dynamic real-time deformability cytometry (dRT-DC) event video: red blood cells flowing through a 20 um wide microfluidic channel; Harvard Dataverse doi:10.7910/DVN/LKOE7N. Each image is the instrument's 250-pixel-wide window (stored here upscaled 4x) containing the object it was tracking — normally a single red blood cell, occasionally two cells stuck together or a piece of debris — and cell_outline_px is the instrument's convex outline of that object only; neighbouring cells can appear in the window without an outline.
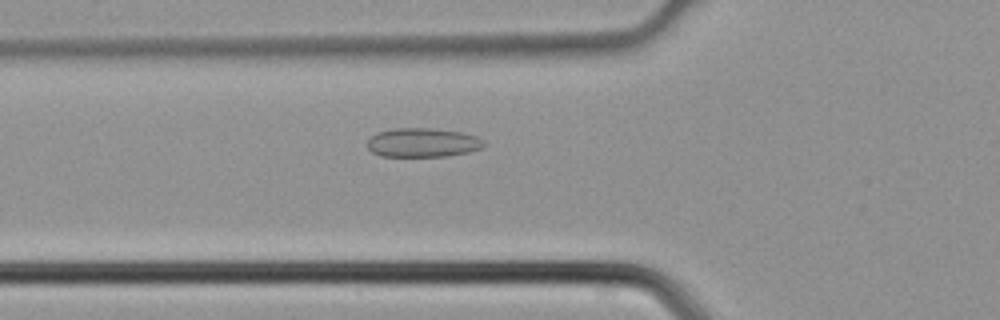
{"species": "common noctule bat (a hibernating species)", "species_latin": "Nyctalus noctula", "temperature_condition": "cold", "stored_images_in_passage": 36, "camera_frame_rate_fps": 3000, "um_per_image_px": 0.085, "animal": {"sex": "male", "body_mass_g": 21.5, "forearm_length_mm": 52.0}, "frame": {"image": 1, "passage_image": 8, "time_ms": 2.333, "image_size_px": [1000, 320], "cell_outline_px": [[484, 144], [480, 148], [468, 152], [448, 156], [380, 156], [372, 152], [368, 148], [368, 140], [376, 132], [396, 128], [432, 128], [460, 132], [476, 136], [484, 140]], "centroid_in_image_um": [35.91, 12.12], "position_along_channel_um": 89.9, "area_um2": 19.65}}
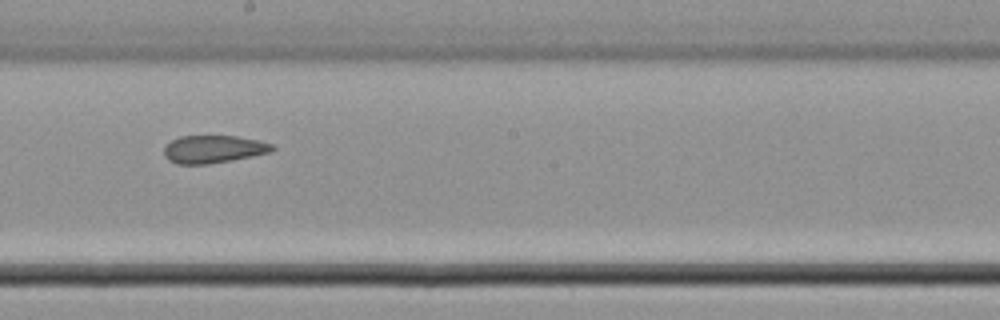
{"frame": {"image": 2, "passage_image": 17, "time_ms": 5.333, "image_size_px": [1000, 320], "cell_outline_px": [[276, 148], [272, 152], [232, 160], [208, 164], [176, 164], [168, 160], [164, 156], [164, 148], [172, 140], [180, 136], [236, 136], [260, 140], [272, 144]], "centroid_in_image_um": [18.16, 12.68], "position_along_channel_um": 230.0, "area_um2": 17.57}}
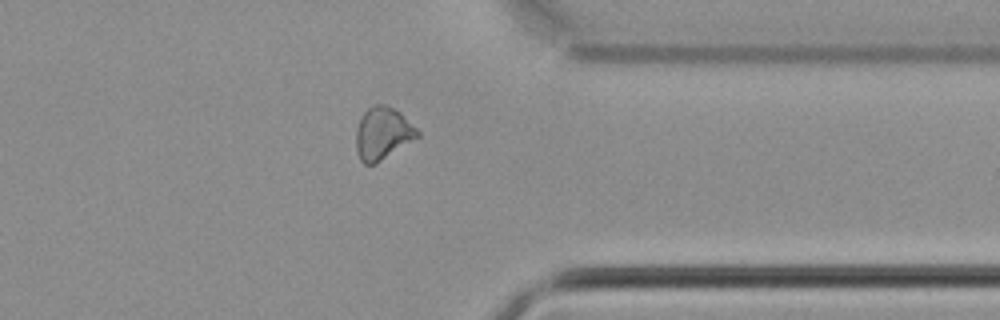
{"frame": {"image": 3, "passage_image": 27, "time_ms": 8.667, "image_size_px": [1000, 320], "cell_outline_px": [[420, 136], [376, 164], [364, 164], [360, 160], [356, 152], [356, 128], [360, 116], [368, 108], [376, 104], [384, 104], [400, 112], [420, 132]], "centroid_in_image_um": [32.51, 11.35], "position_along_channel_um": 378.9, "area_um2": 18.84}}